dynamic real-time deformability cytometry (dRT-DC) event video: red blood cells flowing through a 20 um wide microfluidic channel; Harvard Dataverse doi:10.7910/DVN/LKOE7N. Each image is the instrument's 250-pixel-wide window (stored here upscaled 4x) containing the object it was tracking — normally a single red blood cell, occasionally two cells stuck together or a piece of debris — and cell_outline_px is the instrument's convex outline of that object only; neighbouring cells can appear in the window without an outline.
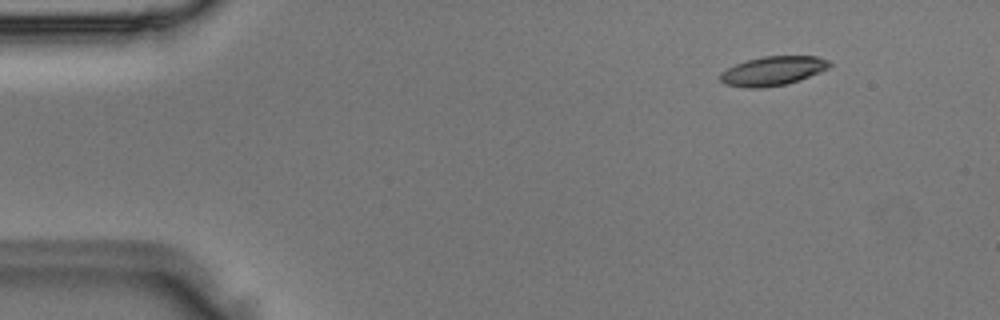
{"species": "Egyptian fruit bat (a non-hibernating species)", "species_latin": "Rousettus aegyptiacus", "temperature_condition": "room temperature", "stored_images_in_passage": 5, "camera_frame_rate_fps": 3000, "um_per_image_px": 0.085, "animal": {"sex": "male"}, "frame": {"image": 1, "passage_image": 1, "time_ms": 0.0, "image_size_px": [1000, 320], "cell_outline_px": [[832, 64], [828, 68], [820, 72], [800, 80], [784, 84], [760, 88], [748, 88], [724, 84], [720, 80], [720, 72], [736, 64], [748, 60], [764, 56], [816, 56], [828, 60]], "centroid_in_image_um": [65.69, 6.03], "position_along_channel_um": 19.3, "area_um2": 18.44}}
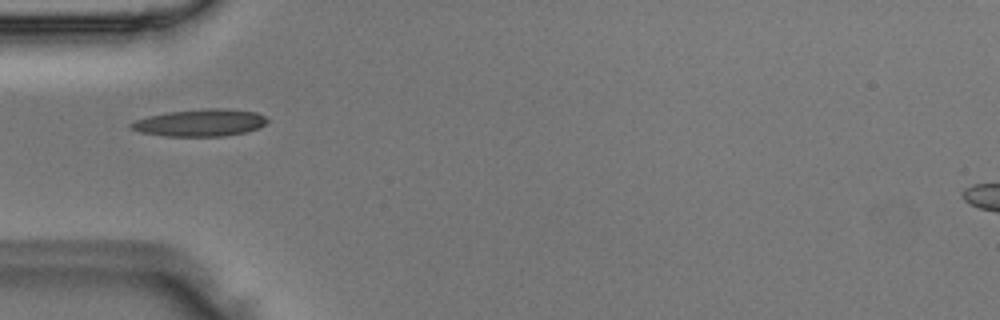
{"frame": {"image": 2, "passage_image": 4, "time_ms": 1.0, "image_size_px": [1000, 320], "cell_outline_px": [[268, 120], [260, 128], [244, 132], [224, 136], [164, 136], [140, 132], [128, 128], [128, 124], [132, 120], [148, 116], [168, 112], [208, 108], [220, 108], [256, 112], [264, 116]], "centroid_in_image_um": [16.95, 10.43], "position_along_channel_um": 68.0, "area_um2": 21.62}}
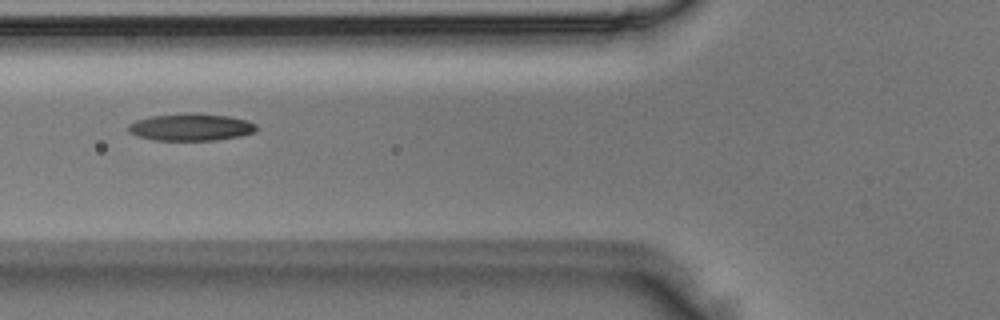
{"frame": {"image": 3, "passage_image": 5, "time_ms": 1.333, "image_size_px": [1000, 320], "cell_outline_px": [[260, 128], [256, 132], [240, 136], [216, 140], [152, 140], [136, 136], [128, 132], [128, 124], [136, 120], [152, 116], [192, 112], [228, 116], [248, 120], [256, 124]], "centroid_in_image_um": [16.25, 10.8], "position_along_channel_um": 109.6, "area_um2": 20.58}}